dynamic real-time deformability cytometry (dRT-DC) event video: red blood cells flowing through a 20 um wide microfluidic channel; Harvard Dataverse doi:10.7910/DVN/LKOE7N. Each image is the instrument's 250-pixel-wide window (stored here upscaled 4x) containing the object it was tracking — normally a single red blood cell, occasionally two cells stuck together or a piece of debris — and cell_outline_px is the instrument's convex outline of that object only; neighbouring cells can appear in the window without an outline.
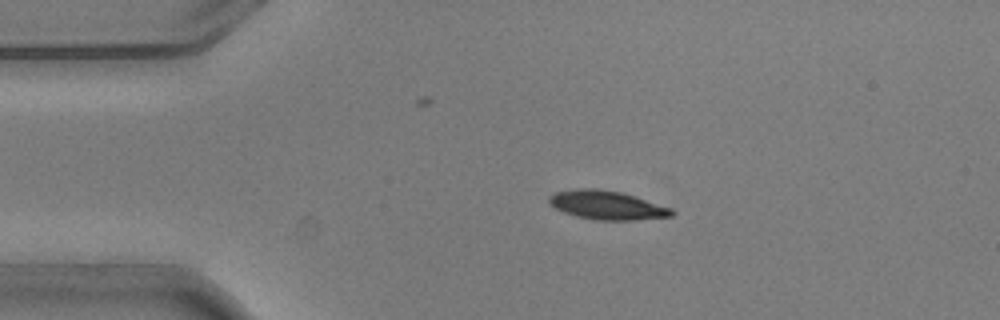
{"species": "common noctule bat (a hibernating species)", "species_latin": "Nyctalus noctula", "temperature_condition": "warm", "stored_images_in_passage": 4, "camera_frame_rate_fps": 3000, "um_per_image_px": 0.085, "animal": {"sex": "male", "body_mass_g": 20.5, "forearm_length_mm": 52.5}, "frame": {"image": 1, "passage_image": 3, "time_ms": 0.667, "image_size_px": [1000, 320], "cell_outline_px": [[676, 212], [672, 216], [636, 220], [596, 220], [576, 216], [564, 212], [548, 204], [548, 196], [556, 192], [576, 188], [600, 188], [620, 192], [636, 196], [672, 208]], "centroid_in_image_um": [51.59, 17.43], "position_along_channel_um": 33.4, "area_um2": 20.81}}